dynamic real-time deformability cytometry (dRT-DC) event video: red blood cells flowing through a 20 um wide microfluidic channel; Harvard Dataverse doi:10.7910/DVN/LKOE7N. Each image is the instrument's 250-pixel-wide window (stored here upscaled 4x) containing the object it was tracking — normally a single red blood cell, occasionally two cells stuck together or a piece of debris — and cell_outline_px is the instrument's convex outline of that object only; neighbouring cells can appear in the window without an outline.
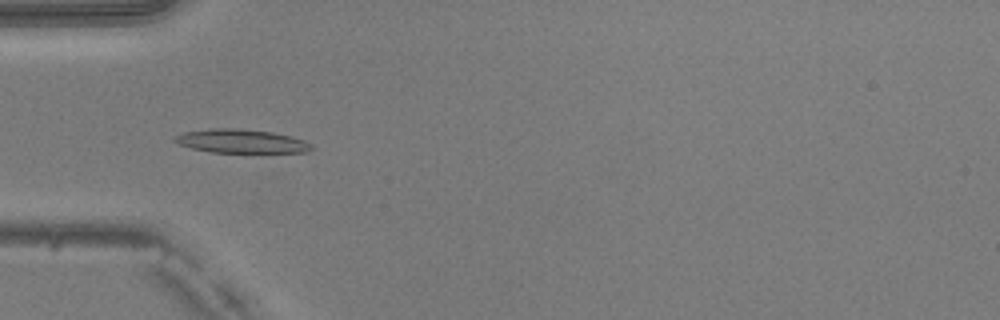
{"species": "common noctule bat (a hibernating species)", "species_latin": "Nyctalus noctula", "temperature_condition": "warm", "stored_images_in_passage": 51, "camera_frame_rate_fps": 3000, "um_per_image_px": 0.085, "animal": {"sex": "male", "body_mass_g": 20.5, "forearm_length_mm": 52.5}, "frame": {"image": 1, "passage_image": 17, "time_ms": 5.333, "image_size_px": [1000, 320], "cell_outline_px": [[316, 148], [308, 152], [212, 152], [192, 148], [180, 144], [172, 140], [172, 136], [184, 132], [212, 128], [232, 128], [272, 132], [292, 136], [304, 140], [312, 144]], "centroid_in_image_um": [20.53, 12.0], "position_along_channel_um": 64.5, "area_um2": 18.9}}
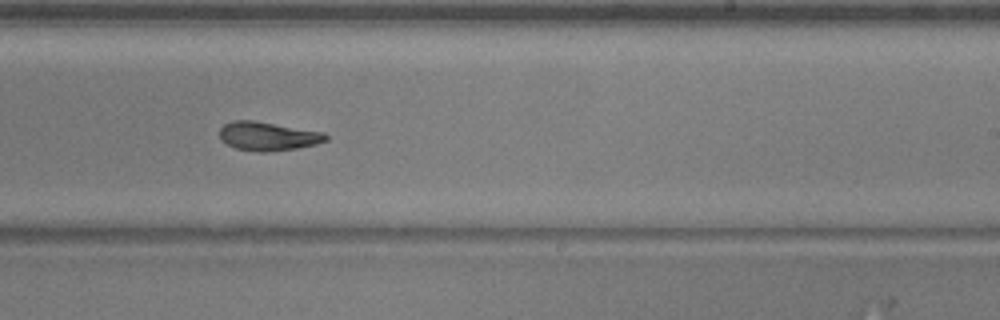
{"frame": {"image": 2, "passage_image": 32, "time_ms": 10.333, "image_size_px": [1000, 320], "cell_outline_px": [[328, 140], [316, 144], [296, 148], [264, 152], [260, 152], [236, 148], [220, 140], [220, 128], [224, 124], [232, 120], [252, 120], [324, 132], [328, 136]], "centroid_in_image_um": [22.76, 11.57], "position_along_channel_um": 266.2, "area_um2": 17.69}}
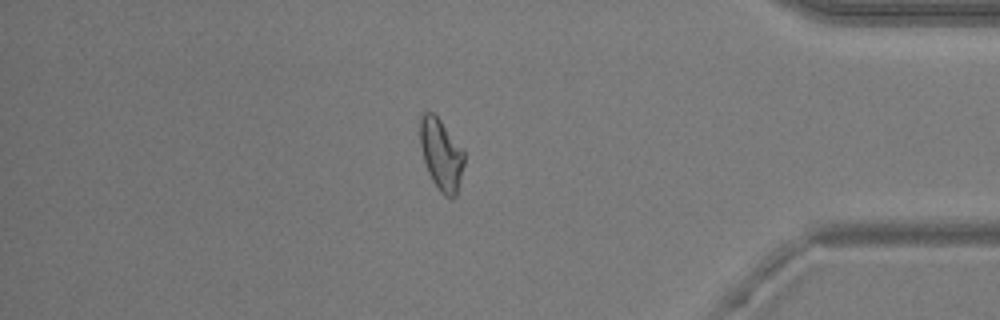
{"frame": {"image": 3, "passage_image": 44, "time_ms": 14.333, "image_size_px": [1000, 320], "cell_outline_px": [[464, 164], [456, 196], [452, 200], [444, 196], [440, 192], [432, 180], [428, 172], [424, 160], [420, 144], [420, 116], [424, 112], [432, 112], [440, 120], [464, 148]], "centroid_in_image_um": [37.52, 13.15], "position_along_channel_um": 397.7, "area_um2": 18.5}, "authors_computed_cell_mechanics": {"area_um2": 18.207, "velocity_mm_per_s": 4.0418, "shape_relaxation_time_tau1_ms": 10.2042, "shape_relaxation_time_tau2_ms": 2.7381, "deformation_change_tau1": 0.2781, "deformation_change_tau2": 0.0945}}